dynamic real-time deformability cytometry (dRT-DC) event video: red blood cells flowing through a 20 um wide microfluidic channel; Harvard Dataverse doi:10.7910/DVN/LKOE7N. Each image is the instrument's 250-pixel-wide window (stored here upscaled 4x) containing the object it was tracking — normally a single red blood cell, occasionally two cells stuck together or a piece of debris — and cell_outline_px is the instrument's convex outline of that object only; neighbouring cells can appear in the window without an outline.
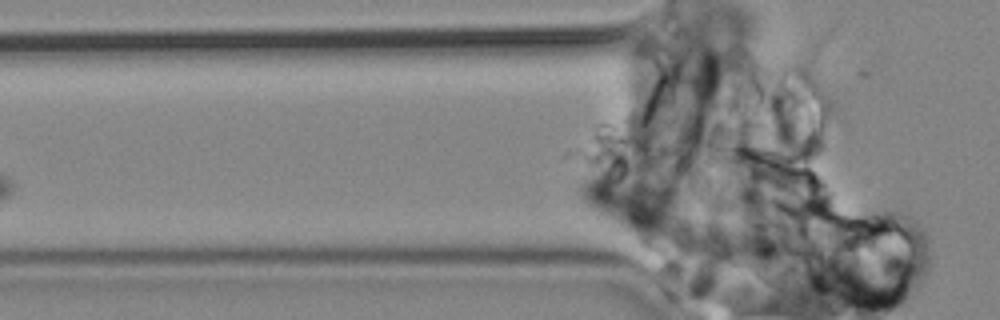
{"species": "common noctule bat (a hibernating species)", "species_latin": "Nyctalus noctula", "temperature_condition": "cold", "stored_images_in_passage": 56, "camera_frame_rate_fps": 3000, "um_per_image_px": 0.085, "animal": {"sex": "male", "body_mass_g": 19.2, "forearm_length_mm": 51.8}, "frame": {"image": 1, "passage_image": 8, "time_ms": 2.333, "image_size_px": [1000, 320], "cell_outline_px": [[672, 224], [664, 236], [636, 236], [628, 232], [596, 212], [580, 196], [580, 180], [584, 172], [592, 168], [604, 164], [620, 164], [672, 220]], "centroid_in_image_um": [52.97, 17.09], "position_along_channel_um": 72.8, "area_um2": 29.07}}
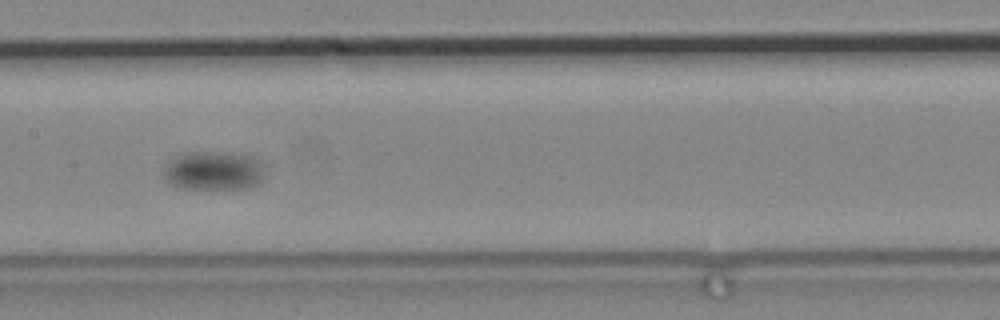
{"frame": {"image": 2, "passage_image": 25, "time_ms": 8.0, "image_size_px": [1000, 320], "cell_outline_px": [[264, 176], [260, 184], [248, 188], [180, 188], [168, 184], [164, 176], [164, 164], [172, 156], [184, 152], [232, 152], [256, 156], [264, 164]], "centroid_in_image_um": [18.17, 14.48], "position_along_channel_um": 189.2, "area_um2": 23.76}}
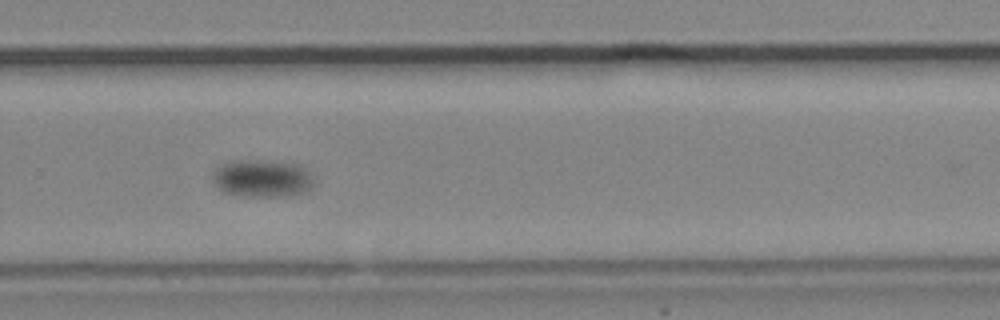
{"frame": {"image": 3, "passage_image": 40, "time_ms": 13.0, "image_size_px": [1000, 320], "cell_outline_px": [[312, 180], [308, 188], [300, 192], [276, 196], [236, 196], [224, 192], [212, 180], [212, 172], [220, 164], [236, 160], [256, 160], [300, 164], [308, 168]], "centroid_in_image_um": [22.21, 15.14], "position_along_channel_um": 307.6, "area_um2": 21.85}}